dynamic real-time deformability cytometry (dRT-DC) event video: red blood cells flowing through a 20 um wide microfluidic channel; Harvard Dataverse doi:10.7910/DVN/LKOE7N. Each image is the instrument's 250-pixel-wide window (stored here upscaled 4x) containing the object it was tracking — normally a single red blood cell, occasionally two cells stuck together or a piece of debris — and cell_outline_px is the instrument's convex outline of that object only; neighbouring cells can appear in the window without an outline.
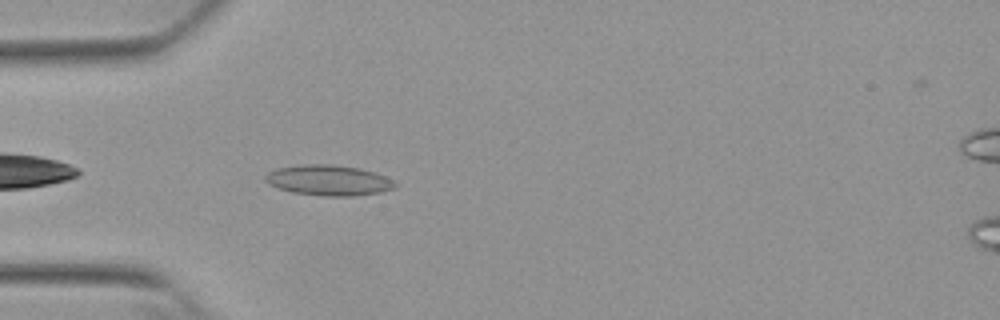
{"species": "Egyptian fruit bat (a non-hibernating species)", "species_latin": "Rousettus aegyptiacus", "temperature_condition": "warm", "stored_images_in_passage": 36, "camera_frame_rate_fps": 3000, "um_per_image_px": 0.085, "animal": {"sex": "female"}, "frame": {"image": 1, "passage_image": 3, "time_ms": 0.667, "image_size_px": [1000, 320], "cell_outline_px": [[396, 184], [392, 188], [380, 192], [352, 196], [324, 196], [292, 192], [268, 184], [264, 180], [264, 176], [268, 172], [276, 168], [304, 164], [332, 164], [360, 168], [384, 176], [392, 180]], "centroid_in_image_um": [27.88, 15.32], "position_along_channel_um": 57.1, "area_um2": 22.89}}
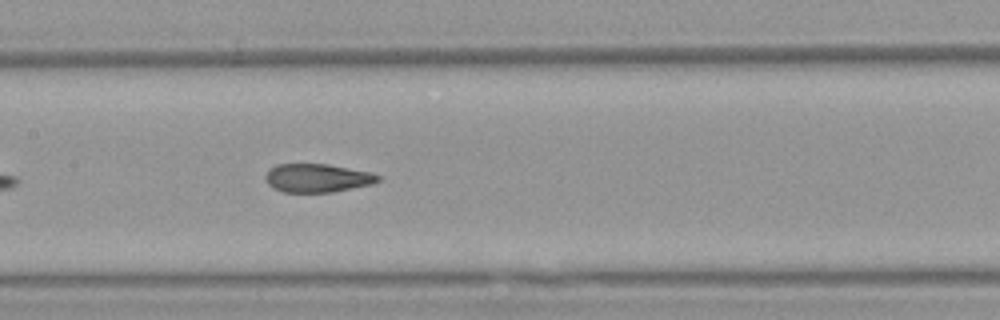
{"frame": {"image": 2, "passage_image": 13, "time_ms": 4.0, "image_size_px": [1000, 320], "cell_outline_px": [[380, 180], [372, 184], [332, 192], [284, 192], [272, 188], [268, 184], [264, 176], [268, 168], [276, 164], [328, 164], [372, 172], [380, 176]], "centroid_in_image_um": [26.94, 15.12], "position_along_channel_um": 180.5, "area_um2": 18.84}}
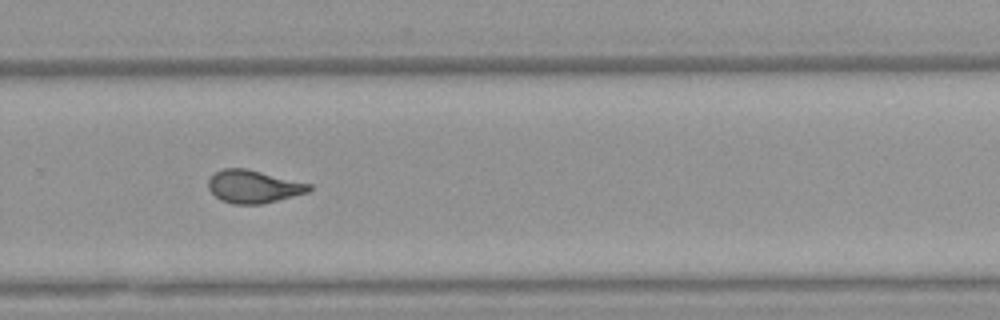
{"frame": {"image": 3, "passage_image": 23, "time_ms": 7.333, "image_size_px": [1000, 320], "cell_outline_px": [[312, 188], [308, 192], [264, 204], [232, 204], [220, 200], [208, 188], [208, 180], [216, 172], [224, 168], [244, 168], [312, 184]], "centroid_in_image_um": [21.55, 15.87], "position_along_channel_um": 308.3, "area_um2": 19.19}, "authors_computed_cell_mechanics": {"area_um2": 19.5364, "velocity_mm_per_s": 3.8552, "shape_relaxation_time_tau1_ms": 10.1821, "shape_relaxation_time_tau2_ms": 1.0624, "deformation_change_tau1": 0.2741, "deformation_change_tau2": 0.06}}